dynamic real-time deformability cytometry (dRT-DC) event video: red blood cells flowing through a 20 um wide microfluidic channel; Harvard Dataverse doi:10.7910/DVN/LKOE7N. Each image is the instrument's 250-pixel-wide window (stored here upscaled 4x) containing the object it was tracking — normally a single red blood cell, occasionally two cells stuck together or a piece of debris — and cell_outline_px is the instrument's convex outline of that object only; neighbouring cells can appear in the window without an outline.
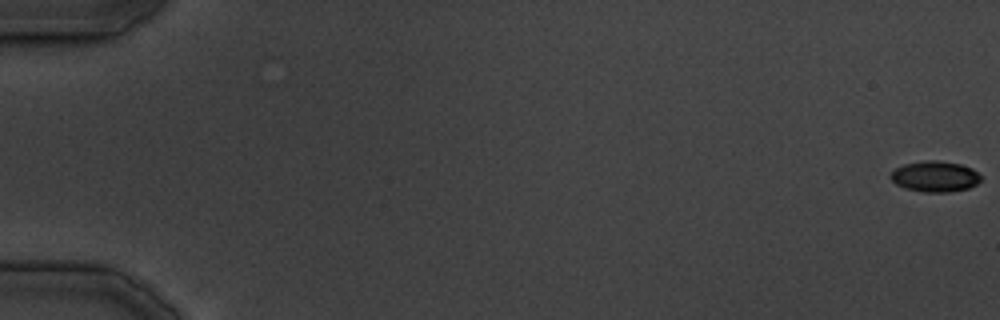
{"species": "common noctule bat (a hibernating species)", "species_latin": "Nyctalus noctula", "temperature_condition": "cold", "stored_images_in_passage": 44, "camera_frame_rate_fps": 3000, "um_per_image_px": 0.085, "animal": {"sex": "male", "body_mass_g": 19.5, "forearm_length_mm": 54.6}, "frame": {"image": 1, "passage_image": 1, "time_ms": 0.0, "image_size_px": [1000, 320], "cell_outline_px": [[980, 180], [976, 184], [968, 188], [948, 192], [924, 192], [904, 188], [896, 184], [892, 180], [892, 172], [896, 168], [904, 164], [924, 160], [940, 160], [960, 164], [972, 168], [980, 176]], "centroid_in_image_um": [79.47, 14.99], "position_along_channel_um": 5.5, "area_um2": 16.07}}
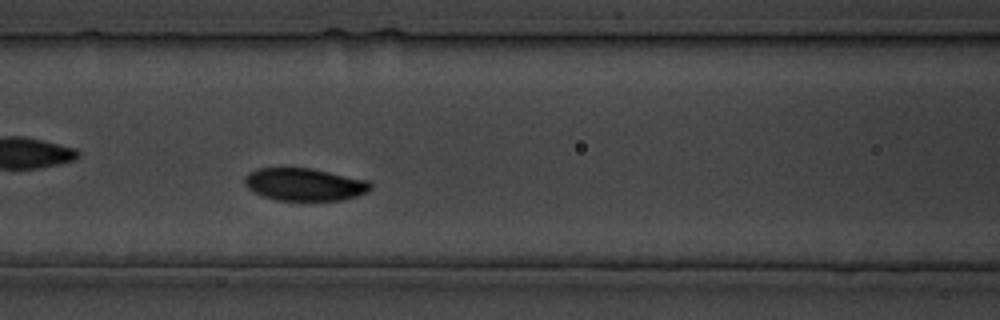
{"frame": {"image": 2, "passage_image": 21, "time_ms": 22.667, "image_size_px": [1000, 320], "cell_outline_px": [[372, 188], [368, 192], [344, 200], [276, 200], [264, 196], [248, 188], [244, 184], [244, 176], [248, 172], [256, 168], [312, 168], [368, 180], [372, 184]], "centroid_in_image_um": [25.89, 15.67], "position_along_channel_um": 140.7, "area_um2": 23.99}}
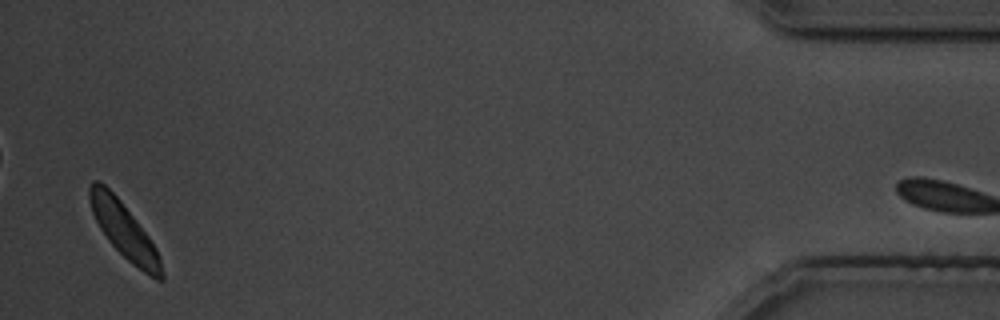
{"frame": {"image": 3, "passage_image": 43, "time_ms": 48.0, "image_size_px": [1000, 320], "cell_outline_px": [[164, 280], [156, 280], [132, 264], [108, 240], [100, 228], [92, 212], [88, 200], [88, 184], [92, 180], [96, 180], [104, 184], [120, 200], [148, 236], [156, 248], [160, 260], [164, 276]], "centroid_in_image_um": [10.52, 19.57], "position_along_channel_um": 424.7, "area_um2": 22.89}}